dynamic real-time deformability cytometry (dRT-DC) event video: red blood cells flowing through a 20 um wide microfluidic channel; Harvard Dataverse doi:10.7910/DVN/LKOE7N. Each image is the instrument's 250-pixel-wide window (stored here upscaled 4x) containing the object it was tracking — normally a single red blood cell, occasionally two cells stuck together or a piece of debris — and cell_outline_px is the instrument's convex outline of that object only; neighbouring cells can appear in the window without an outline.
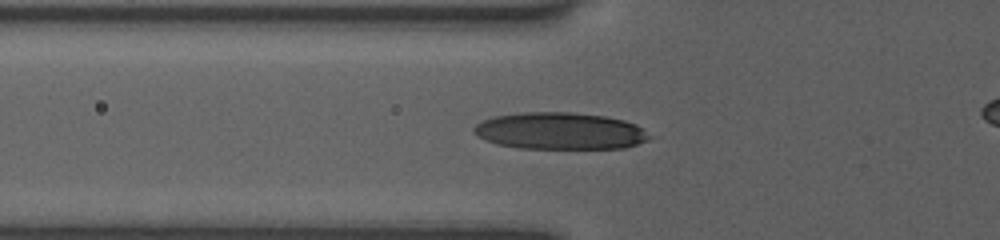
{"species": "human", "species_latin": "Homo sapiens", "temperature_condition": "room temperature", "stored_images_in_passage": 41, "camera_frame_rate_fps": 3000, "um_per_image_px": 0.085, "donor": {"sex": "female"}, "frame": {"image": 1, "passage_image": 14, "time_ms": 4.333, "image_size_px": [1000, 240], "cell_outline_px": [[652, 136], [648, 140], [624, 148], [520, 148], [496, 144], [484, 140], [476, 136], [472, 132], [472, 128], [476, 124], [492, 116], [524, 112], [572, 112], [604, 116], [624, 120], [636, 124]], "centroid_in_image_um": [47.56, 11.13], "position_along_channel_um": 78.2, "area_um2": 37.92}}
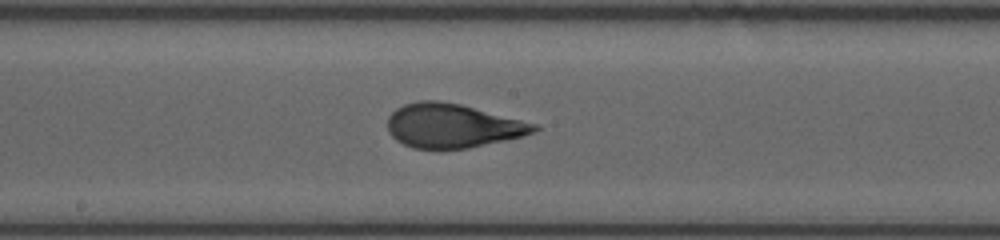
{"frame": {"image": 2, "passage_image": 24, "time_ms": 7.667, "image_size_px": [1000, 240], "cell_outline_px": [[540, 128], [532, 132], [520, 136], [504, 140], [468, 148], [412, 148], [396, 140], [388, 132], [388, 116], [396, 108], [404, 104], [420, 100], [440, 100], [460, 104], [540, 124]], "centroid_in_image_um": [38.45, 10.67], "position_along_channel_um": 209.8, "area_um2": 37.45}}
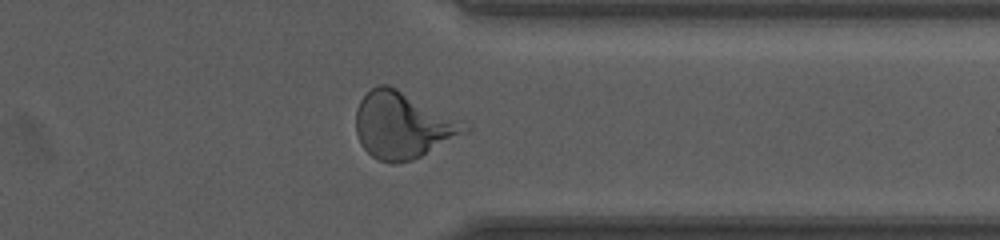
{"frame": {"image": 3, "passage_image": 35, "time_ms": 11.333, "image_size_px": [1000, 240], "cell_outline_px": [[472, 128], [468, 132], [412, 160], [392, 164], [376, 160], [360, 144], [356, 132], [356, 108], [360, 100], [372, 88], [380, 84], [388, 84], [468, 120], [472, 124]], "centroid_in_image_um": [34.31, 10.63], "position_along_channel_um": 377.1, "area_um2": 43.06}}